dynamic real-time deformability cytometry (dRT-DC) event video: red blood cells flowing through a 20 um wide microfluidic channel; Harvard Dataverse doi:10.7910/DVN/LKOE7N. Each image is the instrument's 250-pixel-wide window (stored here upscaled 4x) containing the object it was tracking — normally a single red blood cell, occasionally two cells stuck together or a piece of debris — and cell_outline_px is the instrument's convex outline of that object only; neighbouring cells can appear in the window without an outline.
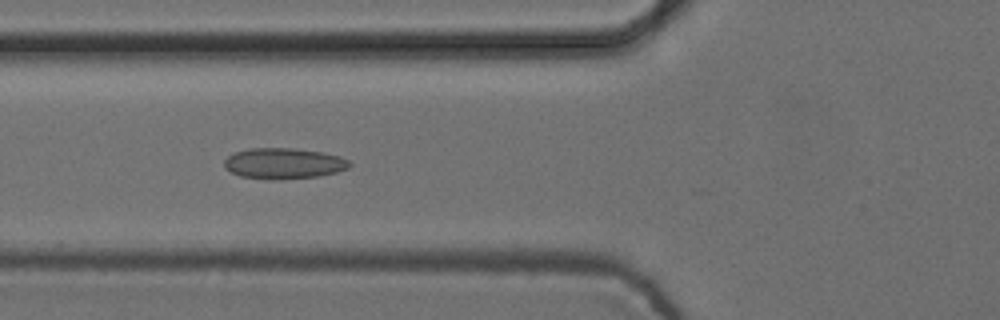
{"species": "common noctule bat (a hibernating species)", "species_latin": "Nyctalus noctula", "temperature_condition": "cold", "stored_images_in_passage": 32, "camera_frame_rate_fps": 3000, "um_per_image_px": 0.085, "animal": {"sex": "female", "body_mass_g": 24.6, "forearm_length_mm": 56.2}, "frame": {"image": 1, "passage_image": 6, "time_ms": 1.667, "image_size_px": [1000, 320], "cell_outline_px": [[352, 164], [348, 168], [336, 172], [316, 176], [272, 180], [240, 176], [224, 168], [224, 160], [228, 156], [236, 152], [252, 148], [296, 148], [324, 152], [340, 156], [348, 160]], "centroid_in_image_um": [24.12, 13.88], "position_along_channel_um": 101.7, "area_um2": 22.48}}
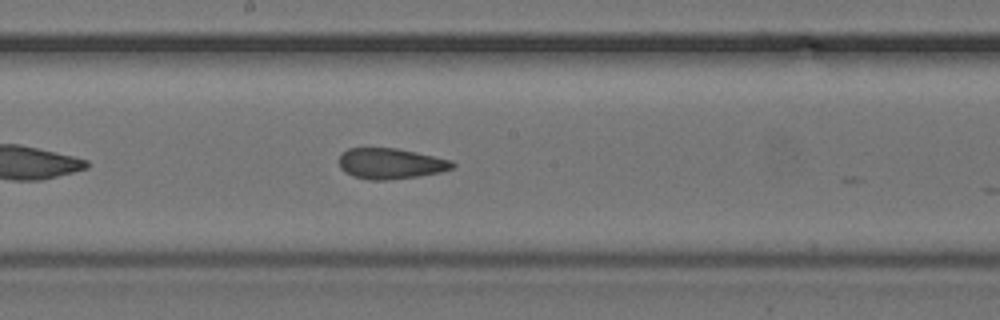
{"frame": {"image": 2, "passage_image": 15, "time_ms": 4.667, "image_size_px": [1000, 320], "cell_outline_px": [[456, 164], [452, 168], [440, 172], [420, 176], [384, 180], [368, 180], [352, 176], [344, 172], [340, 168], [340, 156], [348, 148], [396, 148], [416, 152], [452, 160]], "centroid_in_image_um": [33.2, 13.91], "position_along_channel_um": 215.0, "area_um2": 20.29}}
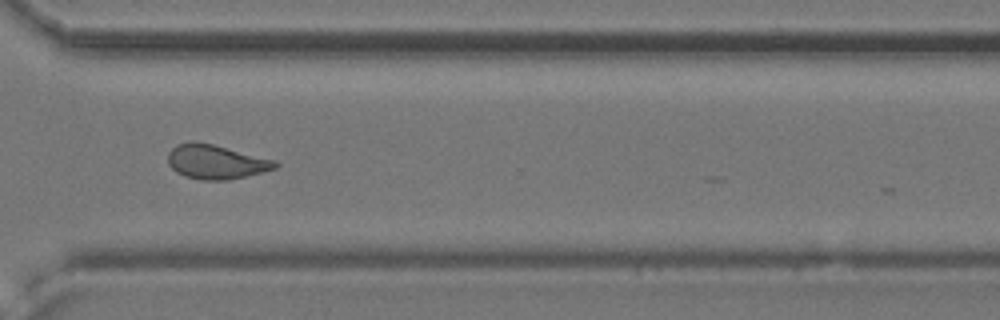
{"frame": {"image": 3, "passage_image": 26, "time_ms": 8.333, "image_size_px": [1000, 320], "cell_outline_px": [[280, 164], [276, 168], [228, 180], [200, 180], [184, 176], [176, 172], [168, 164], [168, 152], [176, 144], [192, 140], [212, 144], [276, 160]], "centroid_in_image_um": [18.32, 13.75], "position_along_channel_um": 352.3, "area_um2": 21.44}, "authors_computed_cell_mechanics": {"area_um2": 20.8947, "velocity_mm_per_s": 3.757, "shape_relaxation_time_tau1_ms": null, "shape_relaxation_time_tau2_ms": 2.1321, "deformation_change_tau1": null, "deformation_change_tau2": 0.0978}}